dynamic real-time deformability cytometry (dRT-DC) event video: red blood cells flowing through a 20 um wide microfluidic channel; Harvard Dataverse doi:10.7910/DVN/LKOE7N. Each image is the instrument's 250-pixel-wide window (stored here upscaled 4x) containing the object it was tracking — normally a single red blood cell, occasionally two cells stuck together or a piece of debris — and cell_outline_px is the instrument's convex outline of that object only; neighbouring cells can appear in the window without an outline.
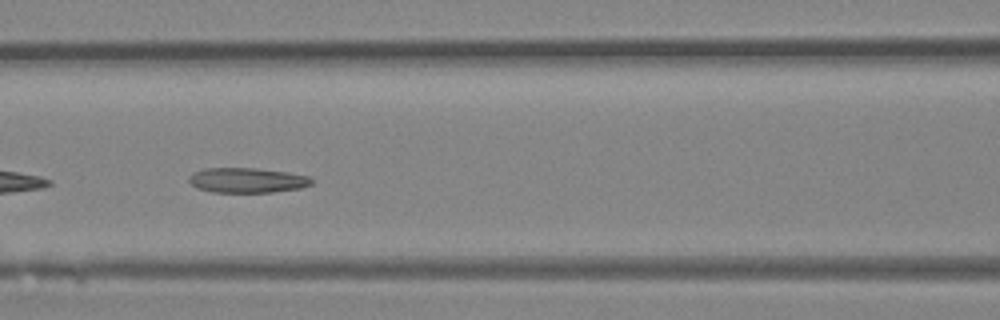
{"species": "Egyptian fruit bat (a non-hibernating species)", "species_latin": "Rousettus aegyptiacus", "temperature_condition": "room temperature", "stored_images_in_passage": 47, "camera_frame_rate_fps": 3000, "um_per_image_px": 0.085, "animal": {"sex": "female"}, "frame": {"image": 1, "passage_image": 21, "time_ms": 6.667, "image_size_px": [1000, 320], "cell_outline_px": [[312, 184], [300, 188], [272, 192], [212, 192], [196, 188], [188, 180], [188, 176], [192, 172], [204, 168], [256, 168], [288, 172], [308, 176], [312, 180]], "centroid_in_image_um": [20.96, 15.31], "position_along_channel_um": 145.6, "area_um2": 17.92}}
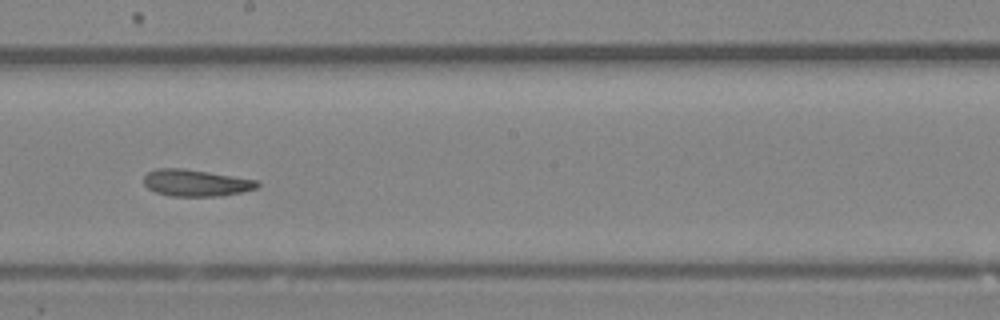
{"frame": {"image": 2, "passage_image": 27, "time_ms": 8.667, "image_size_px": [1000, 320], "cell_outline_px": [[260, 184], [256, 188], [240, 192], [220, 196], [168, 196], [156, 192], [148, 188], [144, 184], [144, 176], [148, 172], [156, 168], [184, 168], [256, 180]], "centroid_in_image_um": [16.6, 15.54], "position_along_channel_um": 231.6, "area_um2": 17.57}}
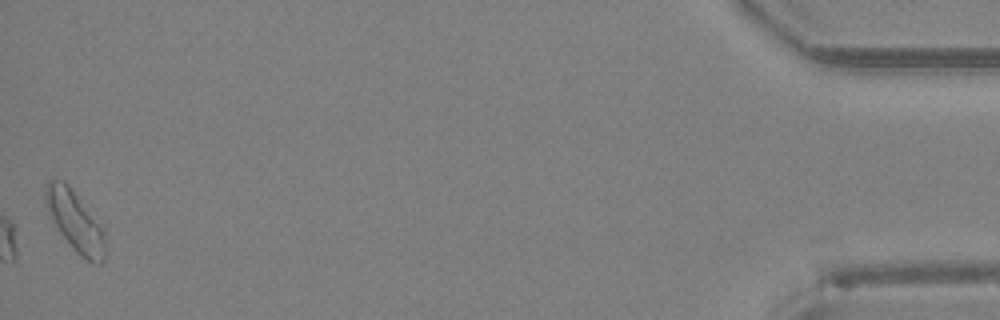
{"frame": {"image": 3, "passage_image": 47, "time_ms": 15.333, "image_size_px": [1000, 320], "cell_outline_px": [[104, 260], [100, 264], [92, 264], [80, 256], [76, 252], [60, 232], [48, 212], [44, 204], [44, 188], [48, 180], [64, 180], [68, 184], [104, 228]], "centroid_in_image_um": [6.37, 18.79], "position_along_channel_um": 428.8, "area_um2": 20.98}, "authors_computed_cell_mechanics": {"area_um2": 18.8428, "velocity_mm_per_s": 4.3241, "shape_relaxation_time_tau1_ms": null, "shape_relaxation_time_tau2_ms": 5.9212, "deformation_change_tau1": null, "deformation_change_tau2": 0.155}}